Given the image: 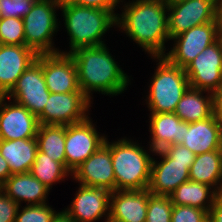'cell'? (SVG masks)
Wrapping results in <instances>:
<instances>
[{
  "label": "cell",
  "mask_w": 222,
  "mask_h": 222,
  "mask_svg": "<svg viewBox=\"0 0 222 222\" xmlns=\"http://www.w3.org/2000/svg\"><path fill=\"white\" fill-rule=\"evenodd\" d=\"M122 13L116 14V27L135 41L151 57L166 54L168 6L165 0H132L124 2Z\"/></svg>",
  "instance_id": "1"
},
{
  "label": "cell",
  "mask_w": 222,
  "mask_h": 222,
  "mask_svg": "<svg viewBox=\"0 0 222 222\" xmlns=\"http://www.w3.org/2000/svg\"><path fill=\"white\" fill-rule=\"evenodd\" d=\"M70 55L77 66L80 90L90 100L93 92L117 96L127 89L129 76L117 64L106 44L78 48Z\"/></svg>",
  "instance_id": "2"
},
{
  "label": "cell",
  "mask_w": 222,
  "mask_h": 222,
  "mask_svg": "<svg viewBox=\"0 0 222 222\" xmlns=\"http://www.w3.org/2000/svg\"><path fill=\"white\" fill-rule=\"evenodd\" d=\"M64 26L69 36L70 54L78 48L104 45L103 35L116 26V12L93 7L61 3Z\"/></svg>",
  "instance_id": "3"
},
{
  "label": "cell",
  "mask_w": 222,
  "mask_h": 222,
  "mask_svg": "<svg viewBox=\"0 0 222 222\" xmlns=\"http://www.w3.org/2000/svg\"><path fill=\"white\" fill-rule=\"evenodd\" d=\"M105 144L111 149L115 190L148 189L152 154L126 137L114 142H109L106 138Z\"/></svg>",
  "instance_id": "4"
},
{
  "label": "cell",
  "mask_w": 222,
  "mask_h": 222,
  "mask_svg": "<svg viewBox=\"0 0 222 222\" xmlns=\"http://www.w3.org/2000/svg\"><path fill=\"white\" fill-rule=\"evenodd\" d=\"M158 62L151 82L146 104L150 113H172L190 87L185 70L171 64L164 56L151 57Z\"/></svg>",
  "instance_id": "5"
},
{
  "label": "cell",
  "mask_w": 222,
  "mask_h": 222,
  "mask_svg": "<svg viewBox=\"0 0 222 222\" xmlns=\"http://www.w3.org/2000/svg\"><path fill=\"white\" fill-rule=\"evenodd\" d=\"M61 3L53 0H37L31 11L23 17L25 45L37 55L58 53L53 37L59 30L56 16Z\"/></svg>",
  "instance_id": "6"
},
{
  "label": "cell",
  "mask_w": 222,
  "mask_h": 222,
  "mask_svg": "<svg viewBox=\"0 0 222 222\" xmlns=\"http://www.w3.org/2000/svg\"><path fill=\"white\" fill-rule=\"evenodd\" d=\"M49 96L50 92L43 74V54L37 56L36 61L24 71L6 95L11 101L26 107L37 118L43 113Z\"/></svg>",
  "instance_id": "7"
},
{
  "label": "cell",
  "mask_w": 222,
  "mask_h": 222,
  "mask_svg": "<svg viewBox=\"0 0 222 222\" xmlns=\"http://www.w3.org/2000/svg\"><path fill=\"white\" fill-rule=\"evenodd\" d=\"M91 100L83 92L51 93L43 113L38 117L41 125H70L89 116Z\"/></svg>",
  "instance_id": "8"
},
{
  "label": "cell",
  "mask_w": 222,
  "mask_h": 222,
  "mask_svg": "<svg viewBox=\"0 0 222 222\" xmlns=\"http://www.w3.org/2000/svg\"><path fill=\"white\" fill-rule=\"evenodd\" d=\"M90 117L65 126L66 169L72 172L97 151L106 140L100 135Z\"/></svg>",
  "instance_id": "9"
},
{
  "label": "cell",
  "mask_w": 222,
  "mask_h": 222,
  "mask_svg": "<svg viewBox=\"0 0 222 222\" xmlns=\"http://www.w3.org/2000/svg\"><path fill=\"white\" fill-rule=\"evenodd\" d=\"M219 38L217 20L194 26L177 35L173 40V47L164 57L173 65L185 68L210 44Z\"/></svg>",
  "instance_id": "10"
},
{
  "label": "cell",
  "mask_w": 222,
  "mask_h": 222,
  "mask_svg": "<svg viewBox=\"0 0 222 222\" xmlns=\"http://www.w3.org/2000/svg\"><path fill=\"white\" fill-rule=\"evenodd\" d=\"M184 70L191 88L216 91L222 84V39L205 48Z\"/></svg>",
  "instance_id": "11"
},
{
  "label": "cell",
  "mask_w": 222,
  "mask_h": 222,
  "mask_svg": "<svg viewBox=\"0 0 222 222\" xmlns=\"http://www.w3.org/2000/svg\"><path fill=\"white\" fill-rule=\"evenodd\" d=\"M218 0H182L167 3L170 39L194 26L217 20Z\"/></svg>",
  "instance_id": "12"
},
{
  "label": "cell",
  "mask_w": 222,
  "mask_h": 222,
  "mask_svg": "<svg viewBox=\"0 0 222 222\" xmlns=\"http://www.w3.org/2000/svg\"><path fill=\"white\" fill-rule=\"evenodd\" d=\"M111 192L105 188L79 185L71 205L64 211L75 222L109 221Z\"/></svg>",
  "instance_id": "13"
},
{
  "label": "cell",
  "mask_w": 222,
  "mask_h": 222,
  "mask_svg": "<svg viewBox=\"0 0 222 222\" xmlns=\"http://www.w3.org/2000/svg\"><path fill=\"white\" fill-rule=\"evenodd\" d=\"M6 96L0 98V139L17 140L36 138L39 127L38 118L26 107L16 101L5 102Z\"/></svg>",
  "instance_id": "14"
},
{
  "label": "cell",
  "mask_w": 222,
  "mask_h": 222,
  "mask_svg": "<svg viewBox=\"0 0 222 222\" xmlns=\"http://www.w3.org/2000/svg\"><path fill=\"white\" fill-rule=\"evenodd\" d=\"M73 180L81 185L115 191V175L111 149L104 143L73 172Z\"/></svg>",
  "instance_id": "15"
},
{
  "label": "cell",
  "mask_w": 222,
  "mask_h": 222,
  "mask_svg": "<svg viewBox=\"0 0 222 222\" xmlns=\"http://www.w3.org/2000/svg\"><path fill=\"white\" fill-rule=\"evenodd\" d=\"M43 74L51 93L82 92L75 60L70 54H43Z\"/></svg>",
  "instance_id": "16"
},
{
  "label": "cell",
  "mask_w": 222,
  "mask_h": 222,
  "mask_svg": "<svg viewBox=\"0 0 222 222\" xmlns=\"http://www.w3.org/2000/svg\"><path fill=\"white\" fill-rule=\"evenodd\" d=\"M153 155L159 156L161 161L152 158L150 193L169 196L178 186L190 180L188 163L175 162L163 150L155 151Z\"/></svg>",
  "instance_id": "17"
},
{
  "label": "cell",
  "mask_w": 222,
  "mask_h": 222,
  "mask_svg": "<svg viewBox=\"0 0 222 222\" xmlns=\"http://www.w3.org/2000/svg\"><path fill=\"white\" fill-rule=\"evenodd\" d=\"M37 54L26 45L0 44V95L6 96L17 79L37 59Z\"/></svg>",
  "instance_id": "18"
},
{
  "label": "cell",
  "mask_w": 222,
  "mask_h": 222,
  "mask_svg": "<svg viewBox=\"0 0 222 222\" xmlns=\"http://www.w3.org/2000/svg\"><path fill=\"white\" fill-rule=\"evenodd\" d=\"M148 198V189L112 191L108 222H145Z\"/></svg>",
  "instance_id": "19"
},
{
  "label": "cell",
  "mask_w": 222,
  "mask_h": 222,
  "mask_svg": "<svg viewBox=\"0 0 222 222\" xmlns=\"http://www.w3.org/2000/svg\"><path fill=\"white\" fill-rule=\"evenodd\" d=\"M149 132L151 139L149 151L163 150L171 144H182L185 134V121H182L174 112L150 113Z\"/></svg>",
  "instance_id": "20"
},
{
  "label": "cell",
  "mask_w": 222,
  "mask_h": 222,
  "mask_svg": "<svg viewBox=\"0 0 222 222\" xmlns=\"http://www.w3.org/2000/svg\"><path fill=\"white\" fill-rule=\"evenodd\" d=\"M0 189L12 200L21 206V201L27 205H40L48 203L47 197L50 190L35 178L30 172L13 174Z\"/></svg>",
  "instance_id": "21"
},
{
  "label": "cell",
  "mask_w": 222,
  "mask_h": 222,
  "mask_svg": "<svg viewBox=\"0 0 222 222\" xmlns=\"http://www.w3.org/2000/svg\"><path fill=\"white\" fill-rule=\"evenodd\" d=\"M182 144L195 155L219 150V121L211 117L197 122H185Z\"/></svg>",
  "instance_id": "22"
},
{
  "label": "cell",
  "mask_w": 222,
  "mask_h": 222,
  "mask_svg": "<svg viewBox=\"0 0 222 222\" xmlns=\"http://www.w3.org/2000/svg\"><path fill=\"white\" fill-rule=\"evenodd\" d=\"M37 151L36 138L0 139V153L7 160L11 175L30 172Z\"/></svg>",
  "instance_id": "23"
},
{
  "label": "cell",
  "mask_w": 222,
  "mask_h": 222,
  "mask_svg": "<svg viewBox=\"0 0 222 222\" xmlns=\"http://www.w3.org/2000/svg\"><path fill=\"white\" fill-rule=\"evenodd\" d=\"M189 179L222 192V152L214 150L196 155L189 168Z\"/></svg>",
  "instance_id": "24"
},
{
  "label": "cell",
  "mask_w": 222,
  "mask_h": 222,
  "mask_svg": "<svg viewBox=\"0 0 222 222\" xmlns=\"http://www.w3.org/2000/svg\"><path fill=\"white\" fill-rule=\"evenodd\" d=\"M204 93L207 94L204 96ZM174 113L187 123L205 120L213 115L212 93L189 87Z\"/></svg>",
  "instance_id": "25"
},
{
  "label": "cell",
  "mask_w": 222,
  "mask_h": 222,
  "mask_svg": "<svg viewBox=\"0 0 222 222\" xmlns=\"http://www.w3.org/2000/svg\"><path fill=\"white\" fill-rule=\"evenodd\" d=\"M218 192L211 186L194 181H186L169 195L173 205L191 206L209 213Z\"/></svg>",
  "instance_id": "26"
},
{
  "label": "cell",
  "mask_w": 222,
  "mask_h": 222,
  "mask_svg": "<svg viewBox=\"0 0 222 222\" xmlns=\"http://www.w3.org/2000/svg\"><path fill=\"white\" fill-rule=\"evenodd\" d=\"M36 141L40 152L48 155L66 168L64 125L39 124Z\"/></svg>",
  "instance_id": "27"
},
{
  "label": "cell",
  "mask_w": 222,
  "mask_h": 222,
  "mask_svg": "<svg viewBox=\"0 0 222 222\" xmlns=\"http://www.w3.org/2000/svg\"><path fill=\"white\" fill-rule=\"evenodd\" d=\"M30 173L49 190L52 189L55 183L61 182L65 177L72 175L61 163L54 161L39 150L37 151Z\"/></svg>",
  "instance_id": "28"
},
{
  "label": "cell",
  "mask_w": 222,
  "mask_h": 222,
  "mask_svg": "<svg viewBox=\"0 0 222 222\" xmlns=\"http://www.w3.org/2000/svg\"><path fill=\"white\" fill-rule=\"evenodd\" d=\"M173 204L169 196L156 195L149 191L145 222H171Z\"/></svg>",
  "instance_id": "29"
},
{
  "label": "cell",
  "mask_w": 222,
  "mask_h": 222,
  "mask_svg": "<svg viewBox=\"0 0 222 222\" xmlns=\"http://www.w3.org/2000/svg\"><path fill=\"white\" fill-rule=\"evenodd\" d=\"M0 44L25 45L23 19L0 18Z\"/></svg>",
  "instance_id": "30"
},
{
  "label": "cell",
  "mask_w": 222,
  "mask_h": 222,
  "mask_svg": "<svg viewBox=\"0 0 222 222\" xmlns=\"http://www.w3.org/2000/svg\"><path fill=\"white\" fill-rule=\"evenodd\" d=\"M18 207L15 222H52L58 212L49 204L25 205Z\"/></svg>",
  "instance_id": "31"
},
{
  "label": "cell",
  "mask_w": 222,
  "mask_h": 222,
  "mask_svg": "<svg viewBox=\"0 0 222 222\" xmlns=\"http://www.w3.org/2000/svg\"><path fill=\"white\" fill-rule=\"evenodd\" d=\"M37 0H0V18L16 17L23 19Z\"/></svg>",
  "instance_id": "32"
},
{
  "label": "cell",
  "mask_w": 222,
  "mask_h": 222,
  "mask_svg": "<svg viewBox=\"0 0 222 222\" xmlns=\"http://www.w3.org/2000/svg\"><path fill=\"white\" fill-rule=\"evenodd\" d=\"M171 222H208V212L191 206L173 205Z\"/></svg>",
  "instance_id": "33"
},
{
  "label": "cell",
  "mask_w": 222,
  "mask_h": 222,
  "mask_svg": "<svg viewBox=\"0 0 222 222\" xmlns=\"http://www.w3.org/2000/svg\"><path fill=\"white\" fill-rule=\"evenodd\" d=\"M163 151L175 162L188 163L190 168L196 155L183 144H171L166 146Z\"/></svg>",
  "instance_id": "34"
},
{
  "label": "cell",
  "mask_w": 222,
  "mask_h": 222,
  "mask_svg": "<svg viewBox=\"0 0 222 222\" xmlns=\"http://www.w3.org/2000/svg\"><path fill=\"white\" fill-rule=\"evenodd\" d=\"M19 204L0 189V222H15Z\"/></svg>",
  "instance_id": "35"
},
{
  "label": "cell",
  "mask_w": 222,
  "mask_h": 222,
  "mask_svg": "<svg viewBox=\"0 0 222 222\" xmlns=\"http://www.w3.org/2000/svg\"><path fill=\"white\" fill-rule=\"evenodd\" d=\"M68 2L78 6L116 11V7L119 6L117 4H120V2H122L123 5L124 0H68Z\"/></svg>",
  "instance_id": "36"
},
{
  "label": "cell",
  "mask_w": 222,
  "mask_h": 222,
  "mask_svg": "<svg viewBox=\"0 0 222 222\" xmlns=\"http://www.w3.org/2000/svg\"><path fill=\"white\" fill-rule=\"evenodd\" d=\"M208 222H222V192H219L216 196L208 213Z\"/></svg>",
  "instance_id": "37"
},
{
  "label": "cell",
  "mask_w": 222,
  "mask_h": 222,
  "mask_svg": "<svg viewBox=\"0 0 222 222\" xmlns=\"http://www.w3.org/2000/svg\"><path fill=\"white\" fill-rule=\"evenodd\" d=\"M213 116L222 121V84L212 93Z\"/></svg>",
  "instance_id": "38"
},
{
  "label": "cell",
  "mask_w": 222,
  "mask_h": 222,
  "mask_svg": "<svg viewBox=\"0 0 222 222\" xmlns=\"http://www.w3.org/2000/svg\"><path fill=\"white\" fill-rule=\"evenodd\" d=\"M11 176L7 160L0 153V186Z\"/></svg>",
  "instance_id": "39"
},
{
  "label": "cell",
  "mask_w": 222,
  "mask_h": 222,
  "mask_svg": "<svg viewBox=\"0 0 222 222\" xmlns=\"http://www.w3.org/2000/svg\"><path fill=\"white\" fill-rule=\"evenodd\" d=\"M52 222H75L64 210L58 212Z\"/></svg>",
  "instance_id": "40"
},
{
  "label": "cell",
  "mask_w": 222,
  "mask_h": 222,
  "mask_svg": "<svg viewBox=\"0 0 222 222\" xmlns=\"http://www.w3.org/2000/svg\"><path fill=\"white\" fill-rule=\"evenodd\" d=\"M217 22H218L219 37L222 38V0H218Z\"/></svg>",
  "instance_id": "41"
},
{
  "label": "cell",
  "mask_w": 222,
  "mask_h": 222,
  "mask_svg": "<svg viewBox=\"0 0 222 222\" xmlns=\"http://www.w3.org/2000/svg\"><path fill=\"white\" fill-rule=\"evenodd\" d=\"M219 150L222 152V121H219Z\"/></svg>",
  "instance_id": "42"
},
{
  "label": "cell",
  "mask_w": 222,
  "mask_h": 222,
  "mask_svg": "<svg viewBox=\"0 0 222 222\" xmlns=\"http://www.w3.org/2000/svg\"><path fill=\"white\" fill-rule=\"evenodd\" d=\"M166 3H175V2H178V1H182V0H165Z\"/></svg>",
  "instance_id": "43"
},
{
  "label": "cell",
  "mask_w": 222,
  "mask_h": 222,
  "mask_svg": "<svg viewBox=\"0 0 222 222\" xmlns=\"http://www.w3.org/2000/svg\"><path fill=\"white\" fill-rule=\"evenodd\" d=\"M53 1H56V2H59V3H64V2H67L68 0H53Z\"/></svg>",
  "instance_id": "44"
}]
</instances>
